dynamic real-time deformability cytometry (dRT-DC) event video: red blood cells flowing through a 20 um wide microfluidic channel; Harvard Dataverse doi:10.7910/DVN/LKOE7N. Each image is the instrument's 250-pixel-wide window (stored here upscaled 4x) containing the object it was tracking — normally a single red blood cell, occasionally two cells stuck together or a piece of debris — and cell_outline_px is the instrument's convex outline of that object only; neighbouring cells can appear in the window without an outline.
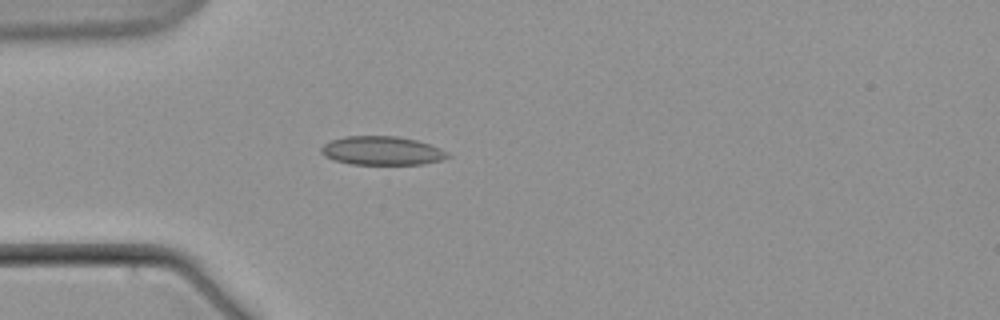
{"species": "common noctule bat (a hibernating species)", "species_latin": "Nyctalus noctula", "temperature_condition": "warm", "stored_images_in_passage": 6, "camera_frame_rate_fps": 3000, "um_per_image_px": 0.085, "animal": {"sex": "male", "body_mass_g": 21.5, "forearm_length_mm": 52.0}, "frame": {"image": 1, "passage_image": 5, "time_ms": 5.0, "image_size_px": [1000, 320], "cell_outline_px": [[452, 156], [440, 160], [424, 164], [352, 164], [336, 160], [324, 156], [320, 152], [320, 148], [324, 144], [332, 140], [344, 136], [396, 136], [416, 140], [440, 148], [448, 152]], "centroid_in_image_um": [32.47, 12.81], "position_along_channel_um": 52.5, "area_um2": 21.1}}